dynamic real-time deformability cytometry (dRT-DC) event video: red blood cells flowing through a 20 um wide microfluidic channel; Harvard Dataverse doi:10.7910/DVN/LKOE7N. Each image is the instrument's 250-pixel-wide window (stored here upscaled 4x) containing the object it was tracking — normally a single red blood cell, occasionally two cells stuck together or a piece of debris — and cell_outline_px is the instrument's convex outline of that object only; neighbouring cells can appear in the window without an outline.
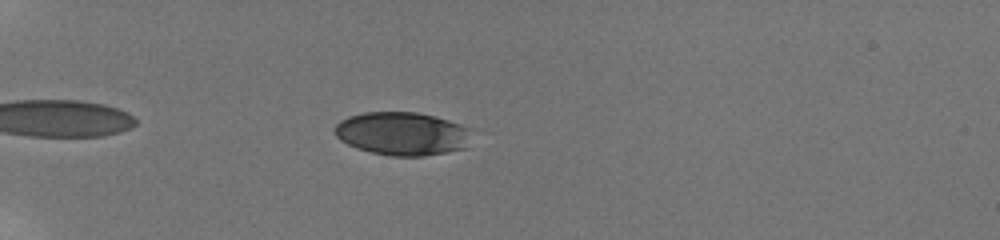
{"species": "human", "species_latin": "Homo sapiens", "temperature_condition": "room temperature", "stored_images_in_passage": 8, "camera_frame_rate_fps": 3000, "um_per_image_px": 0.085, "donor": {"sex": "male"}, "frame": {"image": 1, "passage_image": 6, "time_ms": 2.333, "image_size_px": [1000, 240], "cell_outline_px": [[472, 128], [468, 148], [424, 156], [392, 156], [372, 152], [356, 148], [340, 140], [336, 136], [332, 128], [340, 120], [348, 116], [364, 112], [416, 112], [436, 116]], "centroid_in_image_um": [34.21, 11.35], "position_along_channel_um": 50.8, "area_um2": 34.97}}
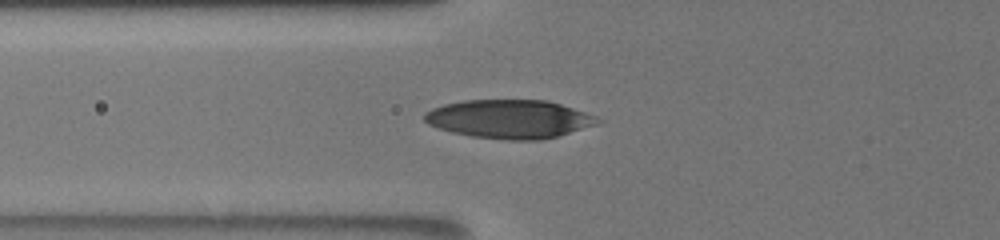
{"frame": {"image": 2, "passage_image": 8, "time_ms": 4.333, "image_size_px": [1000, 240], "cell_outline_px": [[604, 120], [600, 124], [556, 136], [540, 140], [504, 140], [472, 136], [452, 132], [428, 124], [424, 120], [424, 112], [432, 108], [444, 104], [464, 100], [548, 100], [596, 116]], "centroid_in_image_um": [43.31, 10.12], "position_along_channel_um": 82.5, "area_um2": 38.96}}